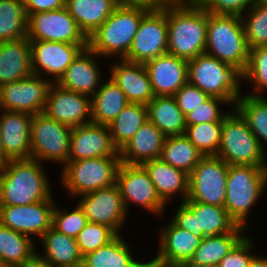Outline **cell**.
<instances>
[{
  "label": "cell",
  "mask_w": 267,
  "mask_h": 267,
  "mask_svg": "<svg viewBox=\"0 0 267 267\" xmlns=\"http://www.w3.org/2000/svg\"><path fill=\"white\" fill-rule=\"evenodd\" d=\"M157 3L150 0H123L108 19L88 38V46L100 57L124 59L142 18Z\"/></svg>",
  "instance_id": "1"
},
{
  "label": "cell",
  "mask_w": 267,
  "mask_h": 267,
  "mask_svg": "<svg viewBox=\"0 0 267 267\" xmlns=\"http://www.w3.org/2000/svg\"><path fill=\"white\" fill-rule=\"evenodd\" d=\"M168 50L191 60L205 53L208 12L194 0L167 2Z\"/></svg>",
  "instance_id": "2"
},
{
  "label": "cell",
  "mask_w": 267,
  "mask_h": 267,
  "mask_svg": "<svg viewBox=\"0 0 267 267\" xmlns=\"http://www.w3.org/2000/svg\"><path fill=\"white\" fill-rule=\"evenodd\" d=\"M36 159L9 160L0 168V205H30L52 197L50 182Z\"/></svg>",
  "instance_id": "3"
},
{
  "label": "cell",
  "mask_w": 267,
  "mask_h": 267,
  "mask_svg": "<svg viewBox=\"0 0 267 267\" xmlns=\"http://www.w3.org/2000/svg\"><path fill=\"white\" fill-rule=\"evenodd\" d=\"M241 79L244 80V72L240 68L207 53L188 60V83L198 87L209 97L226 100L230 106L233 104L235 107L242 96Z\"/></svg>",
  "instance_id": "4"
},
{
  "label": "cell",
  "mask_w": 267,
  "mask_h": 267,
  "mask_svg": "<svg viewBox=\"0 0 267 267\" xmlns=\"http://www.w3.org/2000/svg\"><path fill=\"white\" fill-rule=\"evenodd\" d=\"M249 52L241 16L208 12L205 53L244 72Z\"/></svg>",
  "instance_id": "5"
},
{
  "label": "cell",
  "mask_w": 267,
  "mask_h": 267,
  "mask_svg": "<svg viewBox=\"0 0 267 267\" xmlns=\"http://www.w3.org/2000/svg\"><path fill=\"white\" fill-rule=\"evenodd\" d=\"M267 186V167L229 165L224 208L229 216L244 228L253 205Z\"/></svg>",
  "instance_id": "6"
},
{
  "label": "cell",
  "mask_w": 267,
  "mask_h": 267,
  "mask_svg": "<svg viewBox=\"0 0 267 267\" xmlns=\"http://www.w3.org/2000/svg\"><path fill=\"white\" fill-rule=\"evenodd\" d=\"M222 122L221 141L216 156L228 165L267 167V153L261 147L247 122L234 108Z\"/></svg>",
  "instance_id": "7"
},
{
  "label": "cell",
  "mask_w": 267,
  "mask_h": 267,
  "mask_svg": "<svg viewBox=\"0 0 267 267\" xmlns=\"http://www.w3.org/2000/svg\"><path fill=\"white\" fill-rule=\"evenodd\" d=\"M120 163V156L68 161L61 173L62 186L73 197L112 186Z\"/></svg>",
  "instance_id": "8"
},
{
  "label": "cell",
  "mask_w": 267,
  "mask_h": 267,
  "mask_svg": "<svg viewBox=\"0 0 267 267\" xmlns=\"http://www.w3.org/2000/svg\"><path fill=\"white\" fill-rule=\"evenodd\" d=\"M167 50V2H161L142 18L124 60L145 64L149 60L167 54Z\"/></svg>",
  "instance_id": "9"
},
{
  "label": "cell",
  "mask_w": 267,
  "mask_h": 267,
  "mask_svg": "<svg viewBox=\"0 0 267 267\" xmlns=\"http://www.w3.org/2000/svg\"><path fill=\"white\" fill-rule=\"evenodd\" d=\"M72 127L49 118L45 113L33 115L31 124V158L56 164L68 162Z\"/></svg>",
  "instance_id": "10"
},
{
  "label": "cell",
  "mask_w": 267,
  "mask_h": 267,
  "mask_svg": "<svg viewBox=\"0 0 267 267\" xmlns=\"http://www.w3.org/2000/svg\"><path fill=\"white\" fill-rule=\"evenodd\" d=\"M171 221L197 237L223 235L238 226L224 207L196 201L181 202Z\"/></svg>",
  "instance_id": "11"
},
{
  "label": "cell",
  "mask_w": 267,
  "mask_h": 267,
  "mask_svg": "<svg viewBox=\"0 0 267 267\" xmlns=\"http://www.w3.org/2000/svg\"><path fill=\"white\" fill-rule=\"evenodd\" d=\"M229 165L216 155L203 156L189 174L185 201L224 207Z\"/></svg>",
  "instance_id": "12"
},
{
  "label": "cell",
  "mask_w": 267,
  "mask_h": 267,
  "mask_svg": "<svg viewBox=\"0 0 267 267\" xmlns=\"http://www.w3.org/2000/svg\"><path fill=\"white\" fill-rule=\"evenodd\" d=\"M27 38L30 41H50L88 45V38L66 7L58 10L27 14Z\"/></svg>",
  "instance_id": "13"
},
{
  "label": "cell",
  "mask_w": 267,
  "mask_h": 267,
  "mask_svg": "<svg viewBox=\"0 0 267 267\" xmlns=\"http://www.w3.org/2000/svg\"><path fill=\"white\" fill-rule=\"evenodd\" d=\"M54 81L32 74L18 81L0 86V110L43 113L49 89Z\"/></svg>",
  "instance_id": "14"
},
{
  "label": "cell",
  "mask_w": 267,
  "mask_h": 267,
  "mask_svg": "<svg viewBox=\"0 0 267 267\" xmlns=\"http://www.w3.org/2000/svg\"><path fill=\"white\" fill-rule=\"evenodd\" d=\"M116 184L127 213H129L128 204L132 202L156 215L164 213L166 204L158 196L152 180L141 164L120 163Z\"/></svg>",
  "instance_id": "15"
},
{
  "label": "cell",
  "mask_w": 267,
  "mask_h": 267,
  "mask_svg": "<svg viewBox=\"0 0 267 267\" xmlns=\"http://www.w3.org/2000/svg\"><path fill=\"white\" fill-rule=\"evenodd\" d=\"M80 196L78 205L89 222L107 225L120 234L128 215L116 183Z\"/></svg>",
  "instance_id": "16"
},
{
  "label": "cell",
  "mask_w": 267,
  "mask_h": 267,
  "mask_svg": "<svg viewBox=\"0 0 267 267\" xmlns=\"http://www.w3.org/2000/svg\"><path fill=\"white\" fill-rule=\"evenodd\" d=\"M51 197L30 205H0V224L26 236L32 234L42 238L52 226V213L55 206Z\"/></svg>",
  "instance_id": "17"
},
{
  "label": "cell",
  "mask_w": 267,
  "mask_h": 267,
  "mask_svg": "<svg viewBox=\"0 0 267 267\" xmlns=\"http://www.w3.org/2000/svg\"><path fill=\"white\" fill-rule=\"evenodd\" d=\"M91 109V97L66 90L53 83L49 89L43 113L73 128L92 123Z\"/></svg>",
  "instance_id": "18"
},
{
  "label": "cell",
  "mask_w": 267,
  "mask_h": 267,
  "mask_svg": "<svg viewBox=\"0 0 267 267\" xmlns=\"http://www.w3.org/2000/svg\"><path fill=\"white\" fill-rule=\"evenodd\" d=\"M30 43L33 74L42 75V77L44 74L48 77L52 75L54 83L63 76L79 52L88 47V45L50 41H30Z\"/></svg>",
  "instance_id": "19"
},
{
  "label": "cell",
  "mask_w": 267,
  "mask_h": 267,
  "mask_svg": "<svg viewBox=\"0 0 267 267\" xmlns=\"http://www.w3.org/2000/svg\"><path fill=\"white\" fill-rule=\"evenodd\" d=\"M120 156L108 125L89 123L72 128L68 161Z\"/></svg>",
  "instance_id": "20"
},
{
  "label": "cell",
  "mask_w": 267,
  "mask_h": 267,
  "mask_svg": "<svg viewBox=\"0 0 267 267\" xmlns=\"http://www.w3.org/2000/svg\"><path fill=\"white\" fill-rule=\"evenodd\" d=\"M159 232L160 243L157 256L152 261L158 267H178L193 257L203 237L179 228L172 221Z\"/></svg>",
  "instance_id": "21"
},
{
  "label": "cell",
  "mask_w": 267,
  "mask_h": 267,
  "mask_svg": "<svg viewBox=\"0 0 267 267\" xmlns=\"http://www.w3.org/2000/svg\"><path fill=\"white\" fill-rule=\"evenodd\" d=\"M2 111L0 139L8 160L31 158V124L33 115L24 112Z\"/></svg>",
  "instance_id": "22"
},
{
  "label": "cell",
  "mask_w": 267,
  "mask_h": 267,
  "mask_svg": "<svg viewBox=\"0 0 267 267\" xmlns=\"http://www.w3.org/2000/svg\"><path fill=\"white\" fill-rule=\"evenodd\" d=\"M155 96H173L188 83V61L164 54L145 63Z\"/></svg>",
  "instance_id": "23"
},
{
  "label": "cell",
  "mask_w": 267,
  "mask_h": 267,
  "mask_svg": "<svg viewBox=\"0 0 267 267\" xmlns=\"http://www.w3.org/2000/svg\"><path fill=\"white\" fill-rule=\"evenodd\" d=\"M97 57L100 56L89 46L82 49L56 84L69 91L93 96L102 80Z\"/></svg>",
  "instance_id": "24"
},
{
  "label": "cell",
  "mask_w": 267,
  "mask_h": 267,
  "mask_svg": "<svg viewBox=\"0 0 267 267\" xmlns=\"http://www.w3.org/2000/svg\"><path fill=\"white\" fill-rule=\"evenodd\" d=\"M120 61L111 66L110 79L125 93L130 103L147 105L155 94L145 64Z\"/></svg>",
  "instance_id": "25"
},
{
  "label": "cell",
  "mask_w": 267,
  "mask_h": 267,
  "mask_svg": "<svg viewBox=\"0 0 267 267\" xmlns=\"http://www.w3.org/2000/svg\"><path fill=\"white\" fill-rule=\"evenodd\" d=\"M167 136L148 119L119 151L121 163L142 164L159 159Z\"/></svg>",
  "instance_id": "26"
},
{
  "label": "cell",
  "mask_w": 267,
  "mask_h": 267,
  "mask_svg": "<svg viewBox=\"0 0 267 267\" xmlns=\"http://www.w3.org/2000/svg\"><path fill=\"white\" fill-rule=\"evenodd\" d=\"M152 180L160 199L166 204L172 197L182 194V201L188 198L189 174L174 168L160 158L145 161L141 164Z\"/></svg>",
  "instance_id": "27"
},
{
  "label": "cell",
  "mask_w": 267,
  "mask_h": 267,
  "mask_svg": "<svg viewBox=\"0 0 267 267\" xmlns=\"http://www.w3.org/2000/svg\"><path fill=\"white\" fill-rule=\"evenodd\" d=\"M33 74L31 43L25 37L0 43V86L18 81Z\"/></svg>",
  "instance_id": "28"
},
{
  "label": "cell",
  "mask_w": 267,
  "mask_h": 267,
  "mask_svg": "<svg viewBox=\"0 0 267 267\" xmlns=\"http://www.w3.org/2000/svg\"><path fill=\"white\" fill-rule=\"evenodd\" d=\"M123 0H66L65 7L87 38L108 19Z\"/></svg>",
  "instance_id": "29"
},
{
  "label": "cell",
  "mask_w": 267,
  "mask_h": 267,
  "mask_svg": "<svg viewBox=\"0 0 267 267\" xmlns=\"http://www.w3.org/2000/svg\"><path fill=\"white\" fill-rule=\"evenodd\" d=\"M41 256L53 267H81L83 256L76 239L58 232L52 226L43 234Z\"/></svg>",
  "instance_id": "30"
},
{
  "label": "cell",
  "mask_w": 267,
  "mask_h": 267,
  "mask_svg": "<svg viewBox=\"0 0 267 267\" xmlns=\"http://www.w3.org/2000/svg\"><path fill=\"white\" fill-rule=\"evenodd\" d=\"M101 85L91 97V120L94 124L109 125L130 102L110 78Z\"/></svg>",
  "instance_id": "31"
},
{
  "label": "cell",
  "mask_w": 267,
  "mask_h": 267,
  "mask_svg": "<svg viewBox=\"0 0 267 267\" xmlns=\"http://www.w3.org/2000/svg\"><path fill=\"white\" fill-rule=\"evenodd\" d=\"M147 116L166 136L185 135V115L173 96H155L147 104Z\"/></svg>",
  "instance_id": "32"
},
{
  "label": "cell",
  "mask_w": 267,
  "mask_h": 267,
  "mask_svg": "<svg viewBox=\"0 0 267 267\" xmlns=\"http://www.w3.org/2000/svg\"><path fill=\"white\" fill-rule=\"evenodd\" d=\"M245 230L246 228L238 225L232 232L203 237L193 257L187 263L195 266H218L222 258L245 236L243 234Z\"/></svg>",
  "instance_id": "33"
},
{
  "label": "cell",
  "mask_w": 267,
  "mask_h": 267,
  "mask_svg": "<svg viewBox=\"0 0 267 267\" xmlns=\"http://www.w3.org/2000/svg\"><path fill=\"white\" fill-rule=\"evenodd\" d=\"M130 250L118 234L108 244L83 256L82 267H139L143 262L133 259Z\"/></svg>",
  "instance_id": "34"
},
{
  "label": "cell",
  "mask_w": 267,
  "mask_h": 267,
  "mask_svg": "<svg viewBox=\"0 0 267 267\" xmlns=\"http://www.w3.org/2000/svg\"><path fill=\"white\" fill-rule=\"evenodd\" d=\"M31 237L0 224V267H18L37 251Z\"/></svg>",
  "instance_id": "35"
},
{
  "label": "cell",
  "mask_w": 267,
  "mask_h": 267,
  "mask_svg": "<svg viewBox=\"0 0 267 267\" xmlns=\"http://www.w3.org/2000/svg\"><path fill=\"white\" fill-rule=\"evenodd\" d=\"M148 119L147 105L128 104L108 125L114 145L119 151Z\"/></svg>",
  "instance_id": "36"
},
{
  "label": "cell",
  "mask_w": 267,
  "mask_h": 267,
  "mask_svg": "<svg viewBox=\"0 0 267 267\" xmlns=\"http://www.w3.org/2000/svg\"><path fill=\"white\" fill-rule=\"evenodd\" d=\"M204 155L186 135L167 136L160 159L190 174Z\"/></svg>",
  "instance_id": "37"
},
{
  "label": "cell",
  "mask_w": 267,
  "mask_h": 267,
  "mask_svg": "<svg viewBox=\"0 0 267 267\" xmlns=\"http://www.w3.org/2000/svg\"><path fill=\"white\" fill-rule=\"evenodd\" d=\"M234 108L245 119L248 127L266 152L263 143L267 144V98L245 94L239 97Z\"/></svg>",
  "instance_id": "38"
},
{
  "label": "cell",
  "mask_w": 267,
  "mask_h": 267,
  "mask_svg": "<svg viewBox=\"0 0 267 267\" xmlns=\"http://www.w3.org/2000/svg\"><path fill=\"white\" fill-rule=\"evenodd\" d=\"M27 24L21 0H0V43L27 37Z\"/></svg>",
  "instance_id": "39"
},
{
  "label": "cell",
  "mask_w": 267,
  "mask_h": 267,
  "mask_svg": "<svg viewBox=\"0 0 267 267\" xmlns=\"http://www.w3.org/2000/svg\"><path fill=\"white\" fill-rule=\"evenodd\" d=\"M241 18L249 50L267 46V0H259Z\"/></svg>",
  "instance_id": "40"
},
{
  "label": "cell",
  "mask_w": 267,
  "mask_h": 267,
  "mask_svg": "<svg viewBox=\"0 0 267 267\" xmlns=\"http://www.w3.org/2000/svg\"><path fill=\"white\" fill-rule=\"evenodd\" d=\"M222 122L186 125L185 135L204 155H217L221 141Z\"/></svg>",
  "instance_id": "41"
},
{
  "label": "cell",
  "mask_w": 267,
  "mask_h": 267,
  "mask_svg": "<svg viewBox=\"0 0 267 267\" xmlns=\"http://www.w3.org/2000/svg\"><path fill=\"white\" fill-rule=\"evenodd\" d=\"M118 234L109 226L89 222L78 233L76 241L82 256L94 252L98 248L108 244Z\"/></svg>",
  "instance_id": "42"
},
{
  "label": "cell",
  "mask_w": 267,
  "mask_h": 267,
  "mask_svg": "<svg viewBox=\"0 0 267 267\" xmlns=\"http://www.w3.org/2000/svg\"><path fill=\"white\" fill-rule=\"evenodd\" d=\"M244 79L254 85L255 91L250 95L262 96L261 92L267 90V46L250 49Z\"/></svg>",
  "instance_id": "43"
},
{
  "label": "cell",
  "mask_w": 267,
  "mask_h": 267,
  "mask_svg": "<svg viewBox=\"0 0 267 267\" xmlns=\"http://www.w3.org/2000/svg\"><path fill=\"white\" fill-rule=\"evenodd\" d=\"M88 219L79 205L72 212L62 211L54 207L52 213V227L58 232L76 239L78 233L86 226Z\"/></svg>",
  "instance_id": "44"
},
{
  "label": "cell",
  "mask_w": 267,
  "mask_h": 267,
  "mask_svg": "<svg viewBox=\"0 0 267 267\" xmlns=\"http://www.w3.org/2000/svg\"><path fill=\"white\" fill-rule=\"evenodd\" d=\"M220 104H229L222 98L209 97L204 103L200 104L193 111L185 115L186 125H194L205 122H223L224 117L228 112L221 113Z\"/></svg>",
  "instance_id": "45"
},
{
  "label": "cell",
  "mask_w": 267,
  "mask_h": 267,
  "mask_svg": "<svg viewBox=\"0 0 267 267\" xmlns=\"http://www.w3.org/2000/svg\"><path fill=\"white\" fill-rule=\"evenodd\" d=\"M199 6L212 14L242 16L259 0H194Z\"/></svg>",
  "instance_id": "46"
},
{
  "label": "cell",
  "mask_w": 267,
  "mask_h": 267,
  "mask_svg": "<svg viewBox=\"0 0 267 267\" xmlns=\"http://www.w3.org/2000/svg\"><path fill=\"white\" fill-rule=\"evenodd\" d=\"M253 239L245 235L228 254L220 261L218 267H248L250 261L255 256L251 253L253 249Z\"/></svg>",
  "instance_id": "47"
},
{
  "label": "cell",
  "mask_w": 267,
  "mask_h": 267,
  "mask_svg": "<svg viewBox=\"0 0 267 267\" xmlns=\"http://www.w3.org/2000/svg\"><path fill=\"white\" fill-rule=\"evenodd\" d=\"M173 97L184 115L193 111L209 98L205 92L190 83L183 85Z\"/></svg>",
  "instance_id": "48"
},
{
  "label": "cell",
  "mask_w": 267,
  "mask_h": 267,
  "mask_svg": "<svg viewBox=\"0 0 267 267\" xmlns=\"http://www.w3.org/2000/svg\"><path fill=\"white\" fill-rule=\"evenodd\" d=\"M26 14L58 10L65 7L66 0H21Z\"/></svg>",
  "instance_id": "49"
},
{
  "label": "cell",
  "mask_w": 267,
  "mask_h": 267,
  "mask_svg": "<svg viewBox=\"0 0 267 267\" xmlns=\"http://www.w3.org/2000/svg\"><path fill=\"white\" fill-rule=\"evenodd\" d=\"M18 267H53L40 254L36 252L31 258Z\"/></svg>",
  "instance_id": "50"
},
{
  "label": "cell",
  "mask_w": 267,
  "mask_h": 267,
  "mask_svg": "<svg viewBox=\"0 0 267 267\" xmlns=\"http://www.w3.org/2000/svg\"><path fill=\"white\" fill-rule=\"evenodd\" d=\"M248 267H267V257L254 256Z\"/></svg>",
  "instance_id": "51"
},
{
  "label": "cell",
  "mask_w": 267,
  "mask_h": 267,
  "mask_svg": "<svg viewBox=\"0 0 267 267\" xmlns=\"http://www.w3.org/2000/svg\"><path fill=\"white\" fill-rule=\"evenodd\" d=\"M9 160L5 157L2 142L0 139V168L3 167Z\"/></svg>",
  "instance_id": "52"
},
{
  "label": "cell",
  "mask_w": 267,
  "mask_h": 267,
  "mask_svg": "<svg viewBox=\"0 0 267 267\" xmlns=\"http://www.w3.org/2000/svg\"><path fill=\"white\" fill-rule=\"evenodd\" d=\"M139 267H158L152 260L149 262H143Z\"/></svg>",
  "instance_id": "53"
},
{
  "label": "cell",
  "mask_w": 267,
  "mask_h": 267,
  "mask_svg": "<svg viewBox=\"0 0 267 267\" xmlns=\"http://www.w3.org/2000/svg\"><path fill=\"white\" fill-rule=\"evenodd\" d=\"M178 267H218V266H210V265L195 266V265H190L188 263H183V264L179 265Z\"/></svg>",
  "instance_id": "54"
},
{
  "label": "cell",
  "mask_w": 267,
  "mask_h": 267,
  "mask_svg": "<svg viewBox=\"0 0 267 267\" xmlns=\"http://www.w3.org/2000/svg\"><path fill=\"white\" fill-rule=\"evenodd\" d=\"M155 3H161V2H183V1H188V0H150Z\"/></svg>",
  "instance_id": "55"
}]
</instances>
